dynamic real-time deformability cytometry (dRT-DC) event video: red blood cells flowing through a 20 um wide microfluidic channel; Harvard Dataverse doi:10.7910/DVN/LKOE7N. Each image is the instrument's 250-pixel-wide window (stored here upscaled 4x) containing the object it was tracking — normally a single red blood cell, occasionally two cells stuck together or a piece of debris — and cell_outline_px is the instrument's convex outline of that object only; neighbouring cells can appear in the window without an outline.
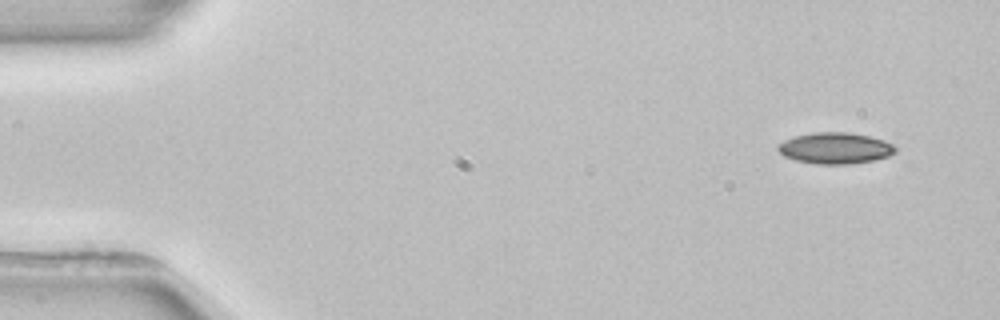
{"species": "common noctule bat (a hibernating species)", "species_latin": "Nyctalus noctula", "temperature_condition": "room temperature", "stored_images_in_passage": 4, "camera_frame_rate_fps": 3000, "um_per_image_px": 0.085, "animal": {"sex": "female", "body_mass_g": 22.7, "forearm_length_mm": 54.2}, "frame": {"image": 1, "passage_image": 1, "time_ms": 0.0, "image_size_px": [1000, 320], "cell_outline_px": [[896, 152], [888, 156], [876, 160], [848, 164], [816, 164], [796, 160], [784, 156], [776, 148], [776, 144], [792, 136], [812, 132], [848, 132], [868, 136], [884, 140], [892, 144], [896, 148]], "centroid_in_image_um": [70.96, 12.59], "position_along_channel_um": 14.0, "area_um2": 21.56}}
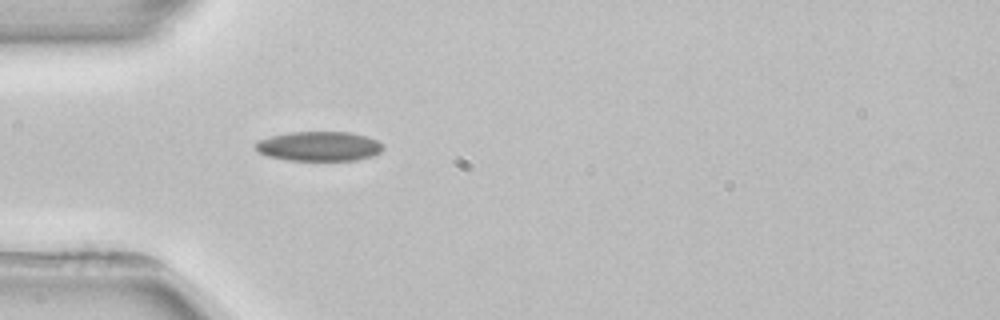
{"frame": {"image": 2, "passage_image": 4, "time_ms": 4.0, "image_size_px": [1000, 320], "cell_outline_px": [[384, 148], [380, 152], [372, 156], [356, 160], [288, 160], [268, 156], [260, 152], [256, 148], [256, 144], [260, 140], [272, 136], [288, 132], [348, 132], [368, 136], [384, 144]], "centroid_in_image_um": [27.18, 12.43], "position_along_channel_um": 57.8, "area_um2": 21.85}}